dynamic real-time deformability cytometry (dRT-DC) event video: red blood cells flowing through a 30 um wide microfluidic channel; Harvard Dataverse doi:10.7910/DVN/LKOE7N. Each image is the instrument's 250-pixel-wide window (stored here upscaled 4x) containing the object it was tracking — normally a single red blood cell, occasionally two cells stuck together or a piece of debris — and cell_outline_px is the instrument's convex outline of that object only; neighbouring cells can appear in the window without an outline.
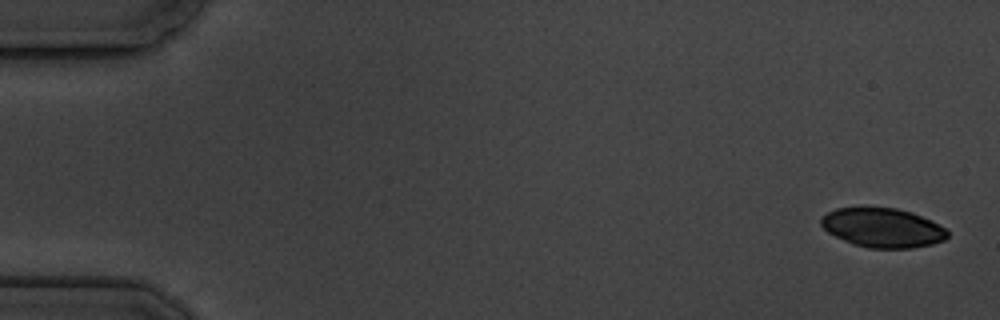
{"species": "common noctule bat (a hibernating species)", "species_latin": "Nyctalus noctula", "temperature_condition": "cold", "stored_images_in_passage": 6, "camera_frame_rate_fps": 3000, "um_per_image_px": 0.085, "animal": {"sex": "male", "body_mass_g": 19.5, "forearm_length_mm": 54.6}, "frame": {"image": 1, "passage_image": 1, "time_ms": 0.0, "image_size_px": [1000, 320], "cell_outline_px": [[948, 236], [944, 240], [932, 244], [912, 248], [868, 248], [852, 244], [828, 232], [820, 224], [820, 216], [836, 208], [860, 204], [864, 204], [896, 208], [912, 212], [932, 220], [944, 228], [948, 232]], "centroid_in_image_um": [74.97, 19.3], "position_along_channel_um": 10.0, "area_um2": 29.82}}